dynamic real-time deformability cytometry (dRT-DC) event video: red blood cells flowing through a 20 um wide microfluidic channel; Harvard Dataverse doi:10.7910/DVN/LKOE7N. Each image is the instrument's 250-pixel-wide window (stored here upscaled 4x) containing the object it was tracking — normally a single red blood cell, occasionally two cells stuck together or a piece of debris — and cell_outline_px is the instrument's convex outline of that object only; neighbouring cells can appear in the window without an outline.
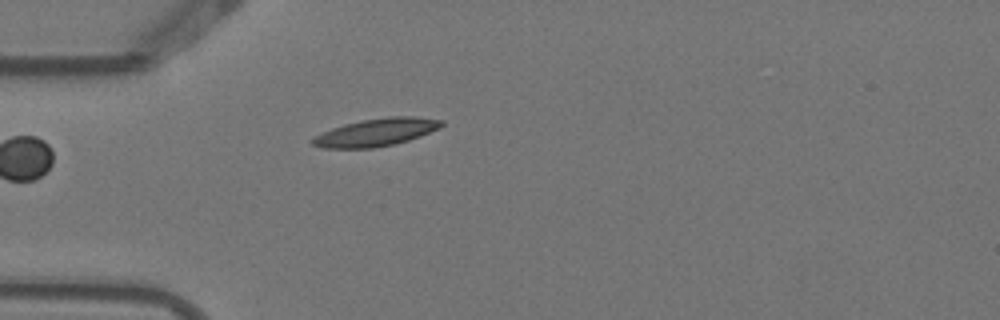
{"species": "Egyptian fruit bat (a non-hibernating species)", "species_latin": "Rousettus aegyptiacus", "temperature_condition": "warm", "stored_images_in_passage": 2, "camera_frame_rate_fps": 3000, "um_per_image_px": 0.085, "animal": {"sex": "female"}, "frame": {"image": 1, "passage_image": 2, "time_ms": 0.333, "image_size_px": [1000, 320], "cell_outline_px": [[444, 124], [440, 128], [420, 136], [408, 140], [392, 144], [372, 148], [324, 148], [312, 144], [308, 140], [312, 136], [332, 128], [344, 124], [364, 120], [388, 116], [412, 116], [444, 120]], "centroid_in_image_um": [31.95, 11.24], "position_along_channel_um": 53.1, "area_um2": 20.81}}